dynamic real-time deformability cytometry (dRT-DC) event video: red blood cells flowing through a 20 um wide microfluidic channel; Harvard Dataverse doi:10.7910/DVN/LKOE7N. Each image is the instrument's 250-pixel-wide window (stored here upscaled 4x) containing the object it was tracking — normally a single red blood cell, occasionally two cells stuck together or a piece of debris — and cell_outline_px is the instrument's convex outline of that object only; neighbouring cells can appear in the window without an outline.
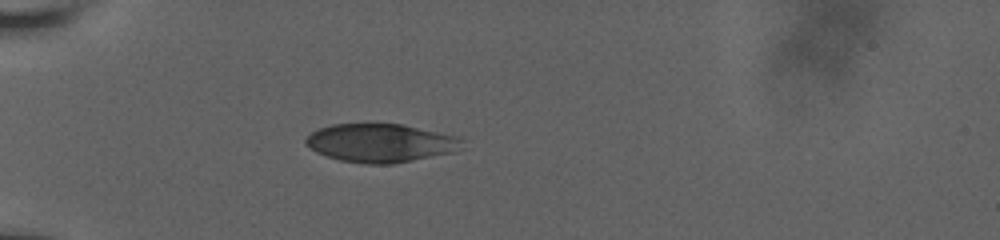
{"species": "human", "species_latin": "Homo sapiens", "temperature_condition": "room temperature", "stored_images_in_passage": 39, "camera_frame_rate_fps": 3000, "um_per_image_px": 0.085, "donor": {"sex": "male"}, "frame": {"image": 1, "passage_image": 1, "time_ms": 0.0, "image_size_px": [1000, 240], "cell_outline_px": [[464, 140], [452, 152], [392, 164], [368, 164], [340, 160], [316, 152], [304, 144], [304, 140], [312, 132], [320, 128], [332, 124], [404, 124], [452, 136]], "centroid_in_image_um": [32.26, 12.15], "position_along_channel_um": 52.7, "area_um2": 34.39}}
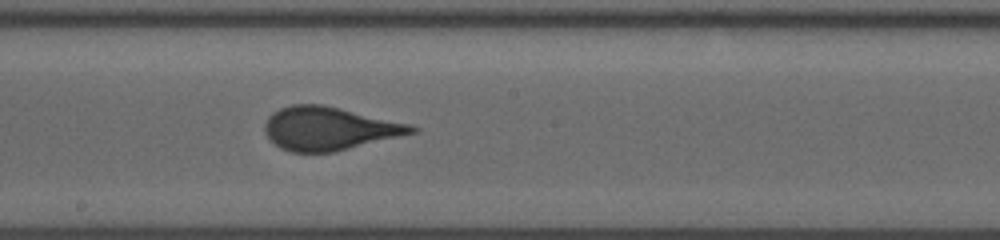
{"frame": {"image": 2, "passage_image": 16, "time_ms": 5.0, "image_size_px": [1000, 240], "cell_outline_px": [[420, 128], [416, 132], [332, 152], [292, 152], [280, 148], [264, 132], [264, 124], [268, 116], [272, 112], [280, 108], [292, 104], [324, 104], [412, 124]], "centroid_in_image_um": [27.96, 10.9], "position_along_channel_um": 220.2, "area_um2": 36.93}}
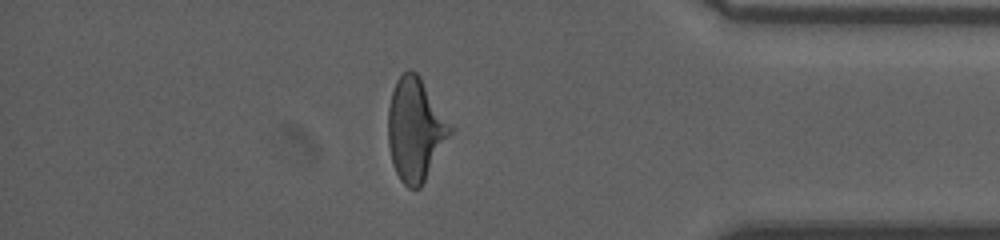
{"frame": {"image": 3, "passage_image": 32, "time_ms": 10.333, "image_size_px": [1000, 240], "cell_outline_px": [[452, 132], [420, 188], [408, 188], [400, 180], [392, 164], [388, 144], [388, 108], [392, 92], [396, 80], [408, 68], [416, 72], [420, 76], [452, 128]], "centroid_in_image_um": [35.27, 11.01], "position_along_channel_um": 399.9, "area_um2": 36.76}, "authors_computed_cell_mechanics": {"area_um2": 36.6452, "velocity_mm_per_s": 3.8117, "shape_relaxation_time_tau1_ms": 7.2409, "shape_relaxation_time_tau2_ms": null, "deformation_change_tau1": 0.1587, "deformation_change_tau2": null}}